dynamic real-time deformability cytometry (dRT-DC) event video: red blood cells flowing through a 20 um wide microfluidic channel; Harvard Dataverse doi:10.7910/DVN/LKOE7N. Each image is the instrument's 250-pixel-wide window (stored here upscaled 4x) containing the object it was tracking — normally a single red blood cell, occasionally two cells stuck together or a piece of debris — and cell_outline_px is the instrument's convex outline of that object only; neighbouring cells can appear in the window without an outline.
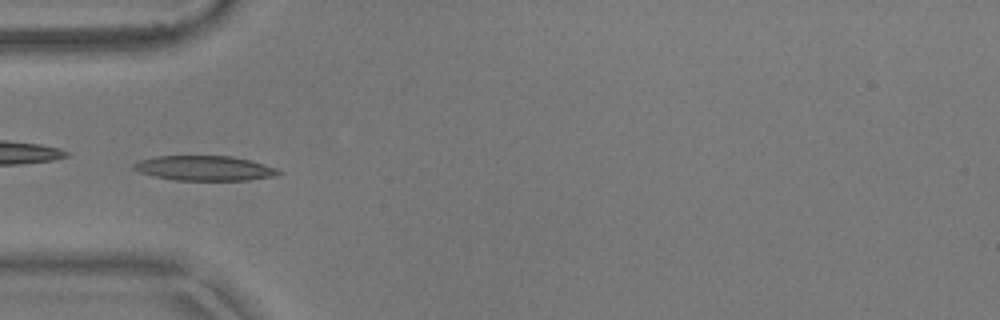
{"species": "common noctule bat (a hibernating species)", "species_latin": "Nyctalus noctula", "temperature_condition": "warm", "stored_images_in_passage": 38, "camera_frame_rate_fps": 3000, "um_per_image_px": 0.085, "animal": {"sex": "male", "body_mass_g": 17.9}, "frame": {"image": 1, "passage_image": 1, "time_ms": 0.0, "image_size_px": [1000, 320], "cell_outline_px": [[284, 172], [276, 176], [248, 180], [176, 180], [156, 176], [140, 172], [132, 168], [132, 164], [140, 160], [156, 156], [232, 156], [264, 164], [276, 168]], "centroid_in_image_um": [17.41, 14.29], "position_along_channel_um": 67.6, "area_um2": 20.87}}
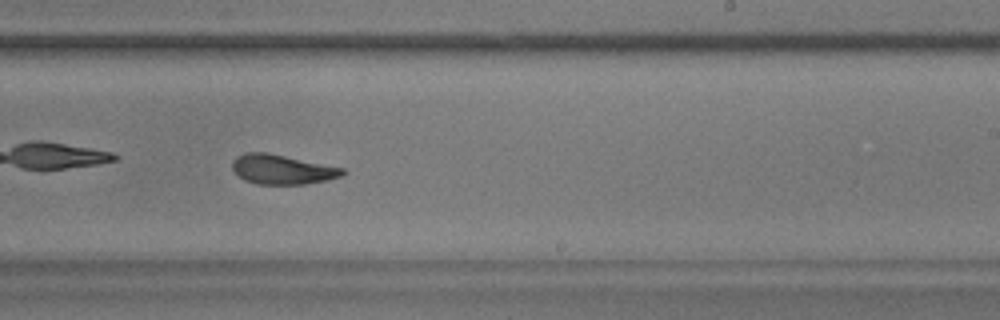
{"frame": {"image": 2, "passage_image": 17, "time_ms": 5.333, "image_size_px": [1000, 320], "cell_outline_px": [[348, 172], [340, 176], [324, 180], [304, 184], [256, 184], [244, 180], [232, 168], [232, 160], [236, 156], [244, 152], [268, 152], [344, 168]], "centroid_in_image_um": [23.96, 14.38], "position_along_channel_um": 265.0, "area_um2": 19.02}, "authors_computed_cell_mechanics": {"area_um2": 19.6231, "velocity_mm_per_s": 3.6943, "shape_relaxation_time_tau1_ms": 5.273, "shape_relaxation_time_tau2_ms": 2.5889, "deformation_change_tau1": 0.1837, "deformation_change_tau2": 0.1006}}